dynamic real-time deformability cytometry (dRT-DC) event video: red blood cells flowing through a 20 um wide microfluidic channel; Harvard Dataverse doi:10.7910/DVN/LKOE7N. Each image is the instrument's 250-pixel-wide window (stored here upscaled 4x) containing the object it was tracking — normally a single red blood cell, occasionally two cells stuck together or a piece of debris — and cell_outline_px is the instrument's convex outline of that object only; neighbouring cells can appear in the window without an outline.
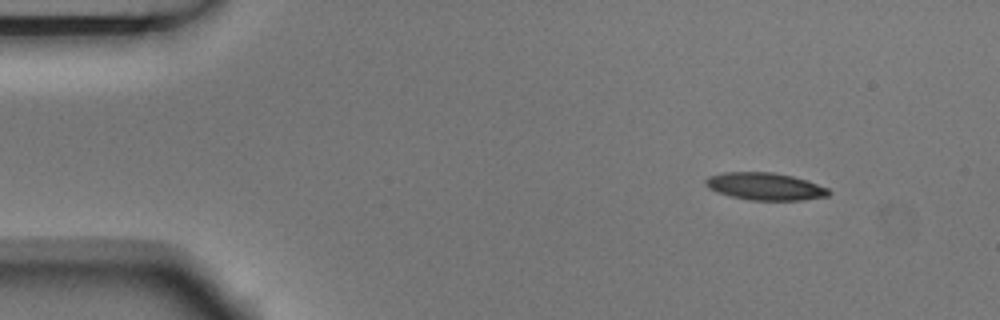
{"species": "Egyptian fruit bat (a non-hibernating species)", "species_latin": "Rousettus aegyptiacus", "temperature_condition": "room temperature", "stored_images_in_passage": 6, "camera_frame_rate_fps": 3000, "um_per_image_px": 0.085, "animal": {"sex": "male"}, "frame": {"image": 1, "passage_image": 1, "time_ms": 0.0, "image_size_px": [1000, 320], "cell_outline_px": [[832, 192], [828, 196], [804, 200], [752, 200], [732, 196], [716, 192], [708, 188], [704, 184], [704, 180], [708, 176], [724, 172], [772, 172], [792, 176], [808, 180], [828, 188]], "centroid_in_image_um": [65.04, 15.84], "position_along_channel_um": 20.0, "area_um2": 19.77}}
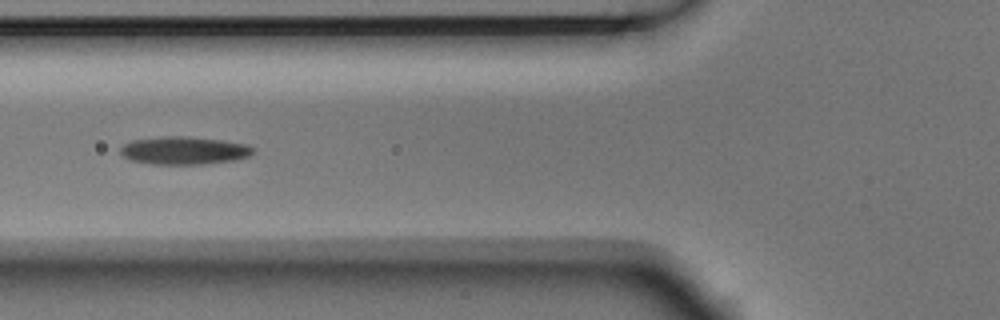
{"frame": {"image": 2, "passage_image": 5, "time_ms": 1.333, "image_size_px": [1000, 320], "cell_outline_px": [[256, 148], [248, 156], [232, 160], [200, 164], [152, 164], [128, 160], [120, 152], [120, 148], [124, 144], [132, 140], [160, 136], [188, 136], [224, 140], [248, 144]], "centroid_in_image_um": [15.62, 12.78], "position_along_channel_um": 110.2, "area_um2": 21.68}}
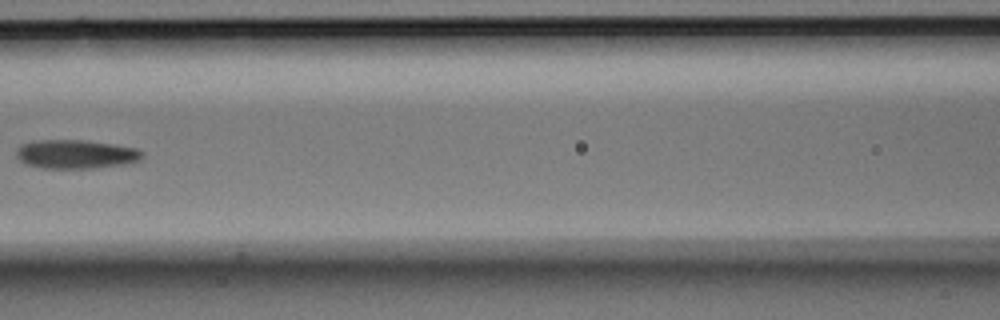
{"frame": {"image": 3, "passage_image": 6, "time_ms": 1.667, "image_size_px": [1000, 320], "cell_outline_px": [[144, 156], [140, 160], [132, 164], [92, 168], [40, 168], [24, 164], [16, 156], [16, 148], [20, 144], [32, 140], [84, 140], [112, 144], [136, 148], [144, 152]], "centroid_in_image_um": [6.44, 13.11], "position_along_channel_um": 160.2, "area_um2": 21.62}}